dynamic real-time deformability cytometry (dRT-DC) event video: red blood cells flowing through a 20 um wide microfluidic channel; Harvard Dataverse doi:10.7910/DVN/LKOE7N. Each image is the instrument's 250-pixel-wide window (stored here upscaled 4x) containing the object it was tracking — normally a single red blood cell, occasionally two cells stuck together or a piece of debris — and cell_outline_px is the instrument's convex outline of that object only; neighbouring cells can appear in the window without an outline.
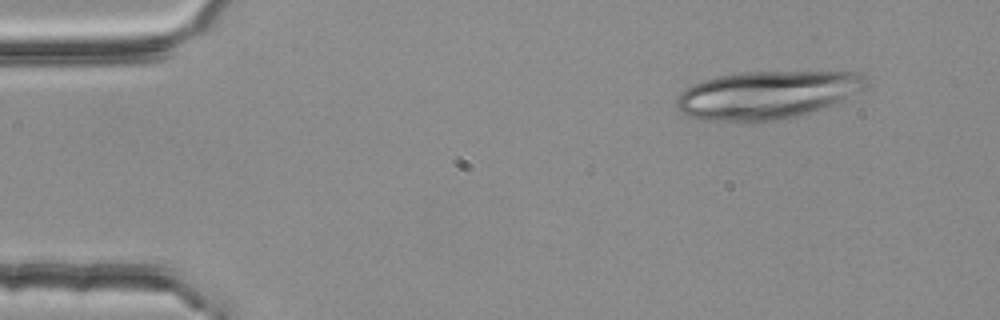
{"species": "common noctule bat (a hibernating species)", "species_latin": "Nyctalus noctula", "temperature_condition": "room temperature", "stored_images_in_passage": 3, "camera_frame_rate_fps": 3000, "um_per_image_px": 0.085, "animal": {"sex": "female", "body_mass_g": 25.1}, "frame": {"image": 1, "passage_image": 1, "time_ms": 0.0, "image_size_px": [1000, 320], "cell_outline_px": [[872, 84], [868, 88], [860, 92], [832, 104], [796, 116], [776, 120], [704, 120], [688, 116], [680, 112], [676, 108], [676, 100], [680, 92], [692, 84], [704, 80], [720, 76], [740, 72], [864, 72], [868, 76]], "centroid_in_image_um": [65.26, 8.03], "position_along_channel_um": 19.7, "area_um2": 52.83}}